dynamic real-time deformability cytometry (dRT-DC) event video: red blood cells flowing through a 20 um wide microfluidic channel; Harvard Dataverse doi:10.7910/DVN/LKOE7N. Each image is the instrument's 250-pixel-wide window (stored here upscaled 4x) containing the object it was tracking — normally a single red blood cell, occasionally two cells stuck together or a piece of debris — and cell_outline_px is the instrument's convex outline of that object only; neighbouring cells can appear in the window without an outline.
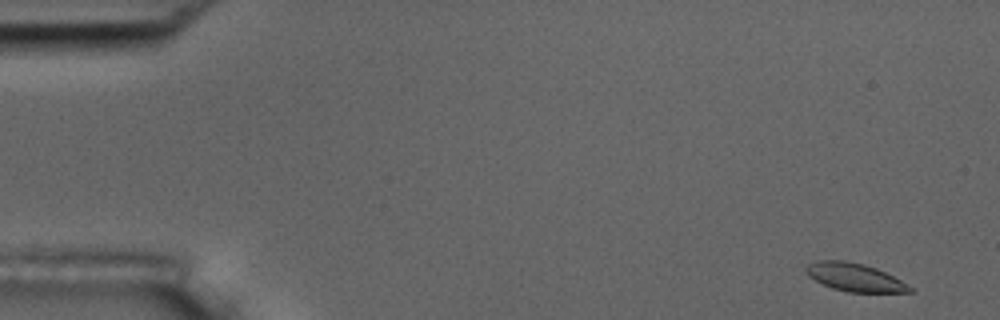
{"species": "common noctule bat (a hibernating species)", "species_latin": "Nyctalus noctula", "temperature_condition": "room temperature", "stored_images_in_passage": 4, "camera_frame_rate_fps": 3000, "um_per_image_px": 0.085, "animal": {"sex": "male", "body_mass_g": 17.5, "forearm_length_mm": 52.3}, "frame": {"image": 1, "passage_image": 1, "time_ms": 0.0, "image_size_px": [1000, 320], "cell_outline_px": [[916, 292], [848, 292], [832, 288], [808, 276], [804, 268], [808, 264], [820, 260], [844, 260], [864, 264], [876, 268], [916, 288]], "centroid_in_image_um": [72.68, 23.57], "position_along_channel_um": 12.3, "area_um2": 16.99}}
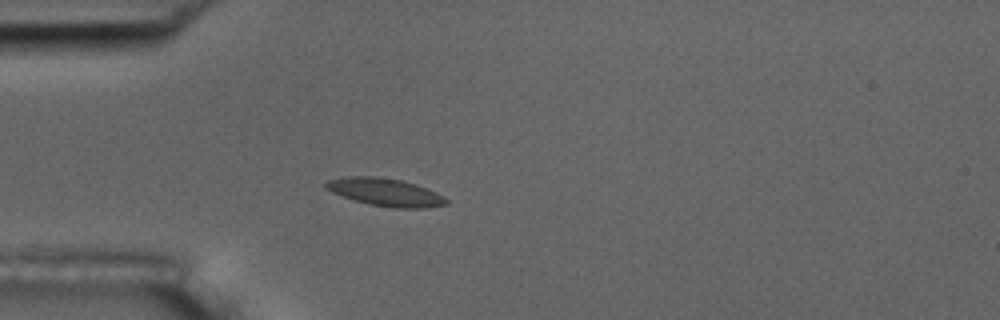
{"frame": {"image": 2, "passage_image": 4, "time_ms": 4.333, "image_size_px": [1000, 320], "cell_outline_px": [[448, 204], [424, 208], [392, 208], [368, 204], [332, 192], [324, 188], [324, 184], [328, 180], [352, 176], [376, 176], [400, 180], [436, 192], [444, 196], [448, 200]], "centroid_in_image_um": [32.75, 16.34], "position_along_channel_um": 52.2, "area_um2": 19.19}}